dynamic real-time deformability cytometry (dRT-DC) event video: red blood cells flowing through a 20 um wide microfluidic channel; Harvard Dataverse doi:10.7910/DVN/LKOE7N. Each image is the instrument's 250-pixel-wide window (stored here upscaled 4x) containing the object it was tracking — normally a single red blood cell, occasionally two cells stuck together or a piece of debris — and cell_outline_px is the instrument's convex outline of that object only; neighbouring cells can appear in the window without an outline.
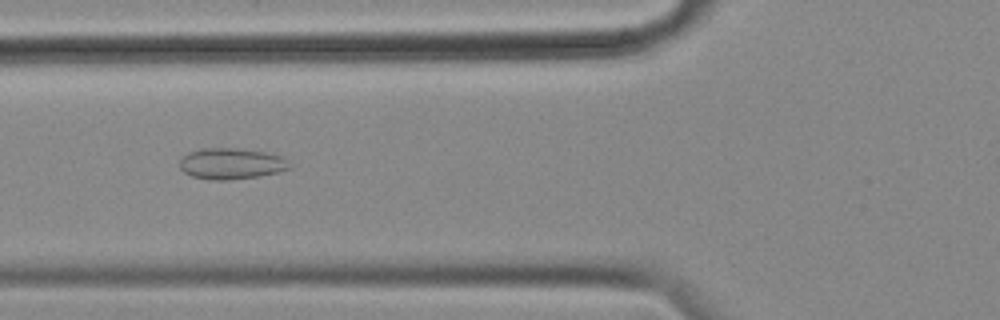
{"species": "common noctule bat (a hibernating species)", "species_latin": "Nyctalus noctula", "temperature_condition": "cold", "stored_images_in_passage": 52, "camera_frame_rate_fps": 3000, "um_per_image_px": 0.085, "animal": {"sex": "female", "body_mass_g": 18.4}, "frame": {"image": 1, "passage_image": 21, "time_ms": 6.667, "image_size_px": [1000, 320], "cell_outline_px": [[292, 168], [260, 176], [228, 180], [208, 180], [192, 176], [184, 172], [180, 168], [180, 160], [188, 152], [200, 148], [236, 148], [264, 152], [284, 156], [288, 160]], "centroid_in_image_um": [19.67, 13.91], "position_along_channel_um": 106.1, "area_um2": 20.06}}
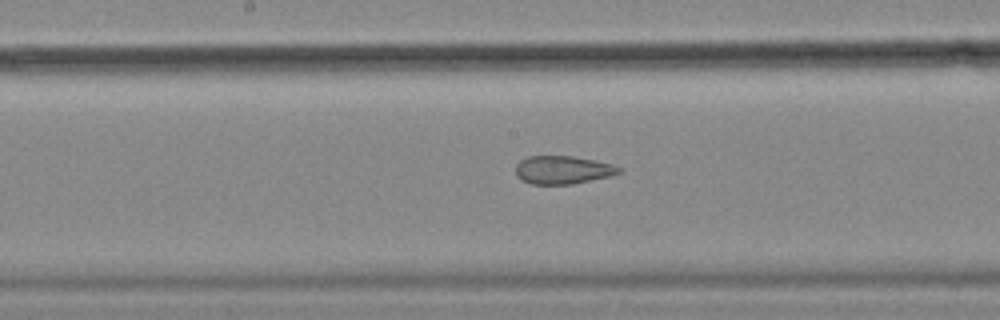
{"frame": {"image": 2, "passage_image": 29, "time_ms": 9.333, "image_size_px": [1000, 320], "cell_outline_px": [[624, 172], [608, 176], [572, 184], [532, 184], [520, 180], [516, 176], [516, 164], [520, 160], [528, 156], [572, 156], [596, 160], [612, 164], [624, 168]], "centroid_in_image_um": [47.85, 14.43], "position_along_channel_um": 200.4, "area_um2": 17.11}}
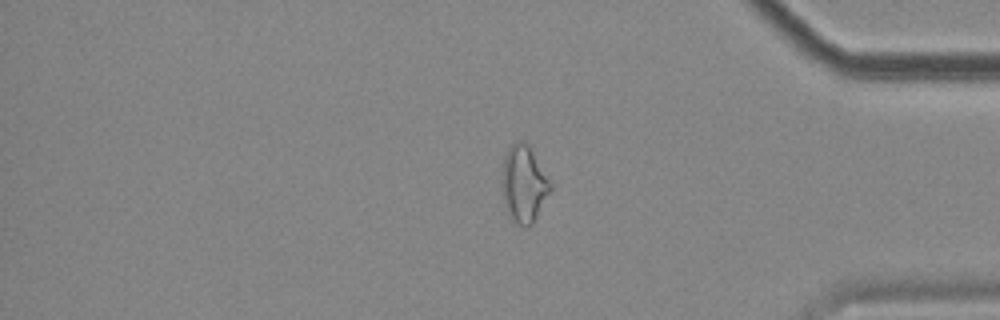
{"frame": {"image": 3, "passage_image": 47, "time_ms": 15.333, "image_size_px": [1000, 320], "cell_outline_px": [[552, 192], [532, 224], [528, 228], [524, 228], [512, 224], [504, 208], [500, 188], [500, 180], [504, 156], [508, 148], [512, 144], [520, 140], [524, 140], [528, 144], [552, 184]], "centroid_in_image_um": [44.49, 15.72], "position_along_channel_um": 390.7, "area_um2": 22.72}}